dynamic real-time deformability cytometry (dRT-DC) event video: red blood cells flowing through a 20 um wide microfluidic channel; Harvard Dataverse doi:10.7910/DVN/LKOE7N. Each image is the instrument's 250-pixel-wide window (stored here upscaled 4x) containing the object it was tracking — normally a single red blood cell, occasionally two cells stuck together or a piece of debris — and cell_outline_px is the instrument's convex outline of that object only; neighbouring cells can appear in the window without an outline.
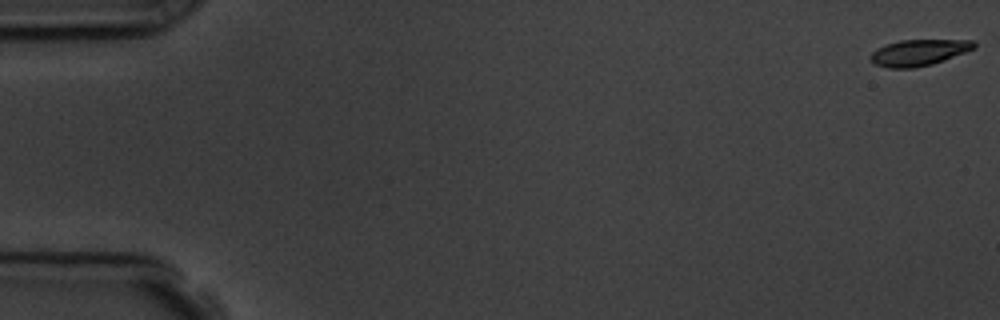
{"species": "common noctule bat (a hibernating species)", "species_latin": "Nyctalus noctula", "temperature_condition": "room temperature", "stored_images_in_passage": 29, "camera_frame_rate_fps": 3000, "um_per_image_px": 0.085, "animal": {"sex": "male", "body_mass_g": 19.5, "forearm_length_mm": 54.6}, "frame": {"image": 1, "passage_image": 1, "time_ms": 0.0, "image_size_px": [1000, 320], "cell_outline_px": [[976, 48], [944, 60], [932, 64], [912, 68], [888, 68], [876, 64], [868, 56], [876, 48], [900, 40], [976, 40]], "centroid_in_image_um": [78.11, 4.46], "position_along_channel_um": 6.9, "area_um2": 15.78}}
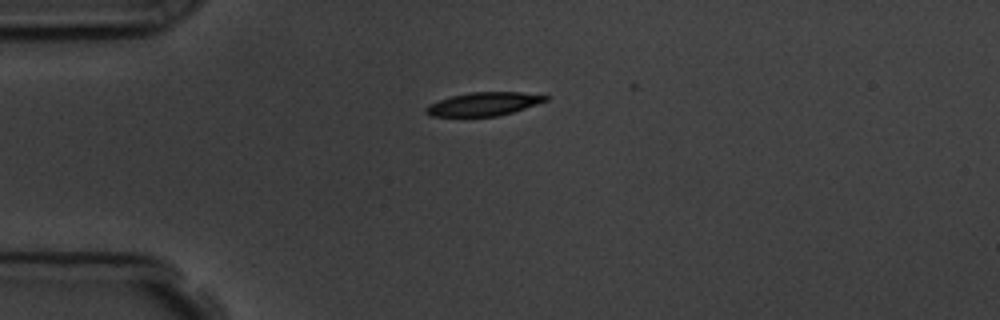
{"frame": {"image": 2, "passage_image": 15, "time_ms": 4.667, "image_size_px": [1000, 320], "cell_outline_px": [[548, 100], [512, 112], [496, 116], [432, 116], [424, 112], [424, 108], [428, 104], [452, 96], [468, 92], [520, 92], [548, 96]], "centroid_in_image_um": [41.07, 8.84], "position_along_channel_um": 43.9, "area_um2": 16.13}}
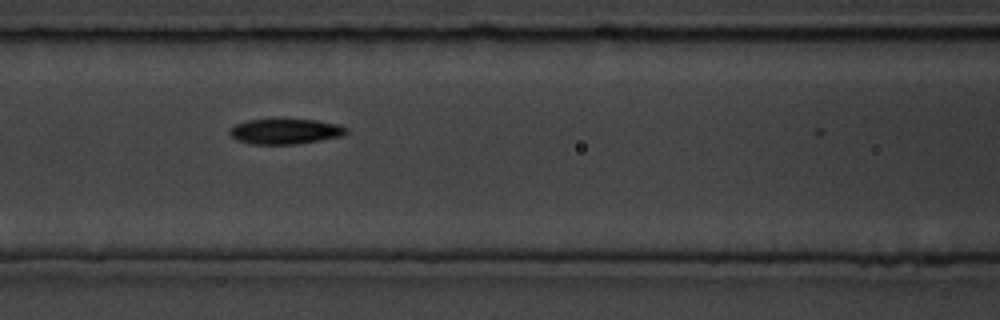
{"frame": {"image": 3, "passage_image": 25, "time_ms": 8.0, "image_size_px": [1000, 320], "cell_outline_px": [[348, 132], [344, 136], [296, 144], [252, 144], [236, 140], [228, 132], [236, 124], [248, 120], [280, 116], [316, 120], [336, 124], [348, 128]], "centroid_in_image_um": [24.25, 11.12], "position_along_channel_um": 142.3, "area_um2": 17.98}}